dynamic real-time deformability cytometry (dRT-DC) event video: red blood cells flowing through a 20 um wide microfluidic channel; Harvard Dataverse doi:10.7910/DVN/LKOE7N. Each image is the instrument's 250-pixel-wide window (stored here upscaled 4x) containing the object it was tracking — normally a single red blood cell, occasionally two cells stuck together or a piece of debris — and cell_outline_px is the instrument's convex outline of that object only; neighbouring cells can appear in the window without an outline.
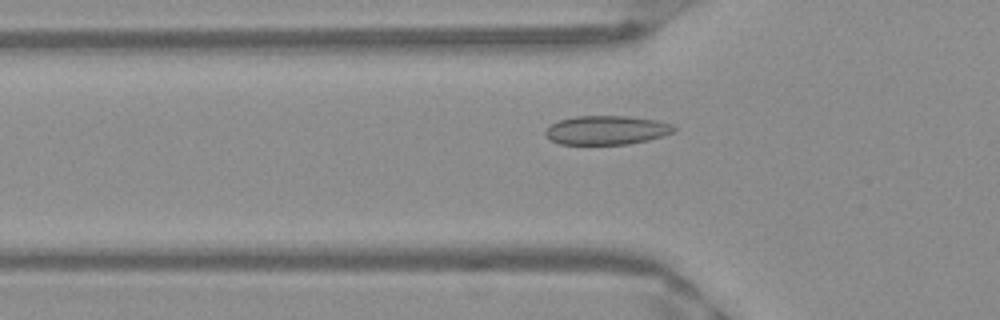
{"species": "Egyptian fruit bat (a non-hibernating species)", "species_latin": "Rousettus aegyptiacus", "temperature_condition": "warm", "stored_images_in_passage": 51, "camera_frame_rate_fps": 3000, "um_per_image_px": 0.085, "frame": {"image": 1, "passage_image": 17, "time_ms": 5.333, "image_size_px": [1000, 320], "cell_outline_px": [[676, 128], [672, 132], [664, 136], [648, 140], [628, 144], [560, 144], [552, 140], [544, 132], [552, 124], [560, 120], [576, 116], [628, 116], [656, 120], [672, 124]], "centroid_in_image_um": [51.59, 11.06], "position_along_channel_um": 74.2, "area_um2": 21.5}}
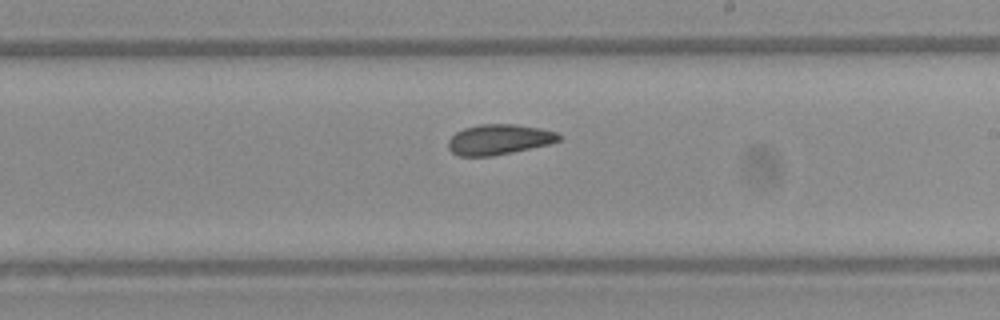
{"frame": {"image": 2, "passage_image": 30, "time_ms": 9.667, "image_size_px": [1000, 320], "cell_outline_px": [[560, 140], [548, 144], [512, 152], [492, 156], [460, 156], [452, 152], [448, 148], [448, 140], [456, 132], [464, 128], [480, 124], [516, 124], [540, 128], [556, 132], [560, 136]], "centroid_in_image_um": [42.39, 11.85], "position_along_channel_um": 246.6, "area_um2": 19.42}}
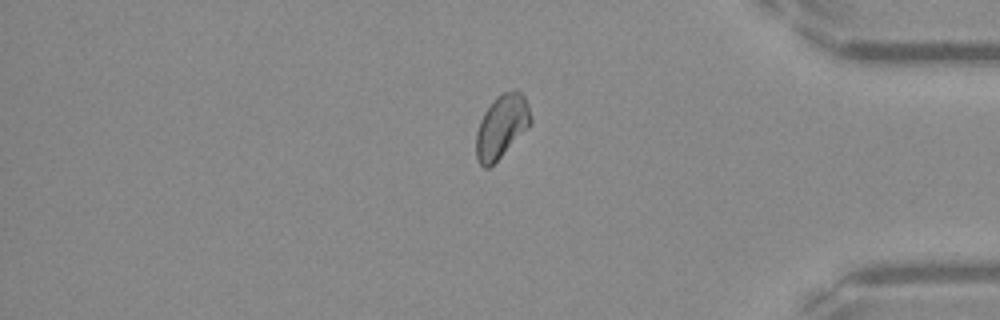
{"frame": {"image": 3, "passage_image": 43, "time_ms": 14.0, "image_size_px": [1000, 320], "cell_outline_px": [[532, 124], [488, 168], [484, 168], [480, 164], [476, 156], [476, 132], [480, 120], [484, 112], [496, 96], [504, 92], [516, 88], [524, 96], [528, 104], [532, 116]], "centroid_in_image_um": [42.65, 10.7], "position_along_channel_um": 392.6, "area_um2": 20.06}, "authors_computed_cell_mechanics": {"area_um2": 20.3456, "velocity_mm_per_s": 3.9581, "shape_relaxation_time_tau1_ms": null, "shape_relaxation_time_tau2_ms": 1.5727, "deformation_change_tau1": null, "deformation_change_tau2": 0.0559}}